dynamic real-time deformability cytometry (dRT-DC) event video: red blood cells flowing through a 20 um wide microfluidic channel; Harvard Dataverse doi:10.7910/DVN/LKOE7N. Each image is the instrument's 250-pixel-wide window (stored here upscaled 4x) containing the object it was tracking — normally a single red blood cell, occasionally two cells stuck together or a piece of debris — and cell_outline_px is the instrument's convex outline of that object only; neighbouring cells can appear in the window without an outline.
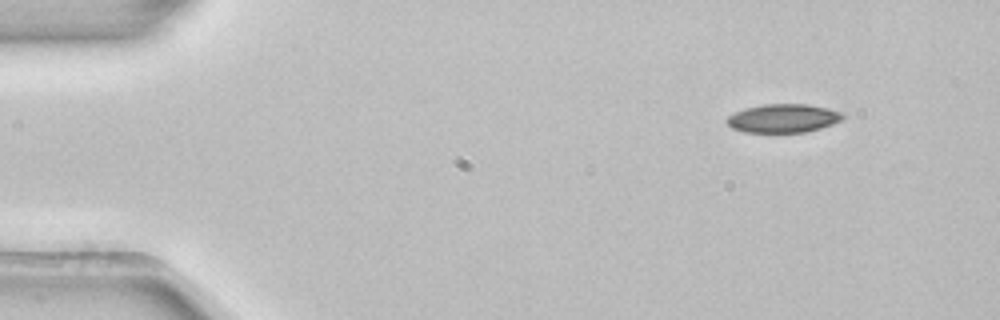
{"species": "common noctule bat (a hibernating species)", "species_latin": "Nyctalus noctula", "temperature_condition": "room temperature", "stored_images_in_passage": 4, "segment_of_instrument_passage": [2, 2], "camera_frame_rate_fps": 3000, "um_per_image_px": 0.085, "animal": {"sex": "female", "body_mass_g": 22.7, "forearm_length_mm": 54.2}, "frame": {"image": 1, "passage_image": 4, "time_ms": 1.0, "image_size_px": [1000, 320], "cell_outline_px": [[848, 116], [832, 124], [808, 132], [744, 132], [732, 128], [724, 120], [728, 116], [744, 108], [764, 104], [808, 104], [828, 108], [840, 112]], "centroid_in_image_um": [66.57, 10.05], "position_along_channel_um": 18.4, "area_um2": 19.36}}